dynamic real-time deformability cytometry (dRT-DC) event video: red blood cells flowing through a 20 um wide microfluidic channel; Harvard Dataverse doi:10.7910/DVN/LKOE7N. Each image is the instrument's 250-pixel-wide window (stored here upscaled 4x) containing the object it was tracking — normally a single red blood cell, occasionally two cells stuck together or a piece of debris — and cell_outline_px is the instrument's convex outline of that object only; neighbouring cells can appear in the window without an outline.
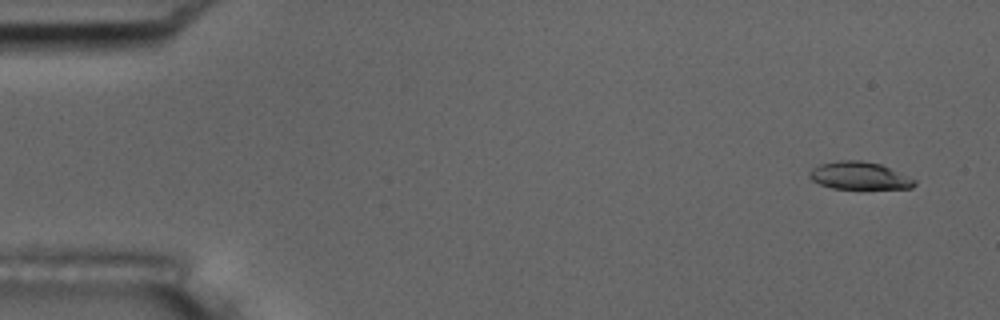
{"species": "common noctule bat (a hibernating species)", "species_latin": "Nyctalus noctula", "temperature_condition": "room temperature", "stored_images_in_passage": 56, "camera_frame_rate_fps": 3000, "um_per_image_px": 0.085, "animal": {"sex": "male", "body_mass_g": 17.5, "forearm_length_mm": 52.3}, "frame": {"image": 1, "passage_image": 3, "time_ms": 0.667, "image_size_px": [1000, 320], "cell_outline_px": [[916, 184], [912, 188], [832, 188], [820, 184], [812, 180], [808, 176], [808, 172], [812, 168], [820, 164], [836, 160], [860, 160], [880, 164], [916, 180]], "centroid_in_image_um": [73.0, 14.92], "position_along_channel_um": 12.0, "area_um2": 16.7}}
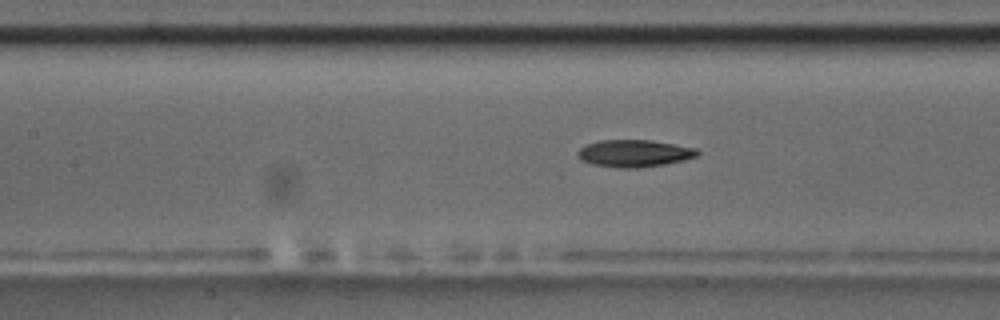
{"frame": {"image": 2, "passage_image": 25, "time_ms": 8.0, "image_size_px": [1000, 320], "cell_outline_px": [[700, 152], [696, 156], [684, 160], [664, 164], [636, 168], [620, 168], [592, 164], [580, 160], [576, 156], [576, 152], [584, 144], [600, 140], [652, 140], [676, 144], [696, 148]], "centroid_in_image_um": [53.87, 13.02], "position_along_channel_um": 153.5, "area_um2": 19.13}}
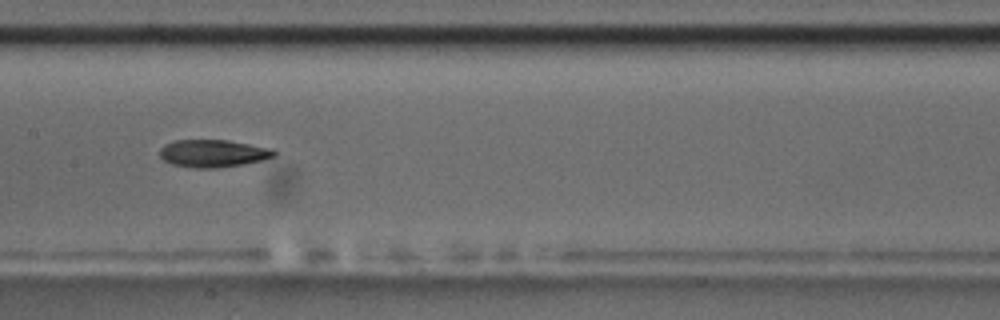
{"frame": {"image": 3, "passage_image": 28, "time_ms": 9.0, "image_size_px": [1000, 320], "cell_outline_px": [[276, 156], [264, 160], [244, 164], [216, 168], [196, 168], [172, 164], [164, 160], [160, 156], [160, 148], [164, 144], [172, 140], [228, 140], [272, 148], [276, 152]], "centroid_in_image_um": [18.13, 13.03], "position_along_channel_um": 189.3, "area_um2": 18.5}, "authors_computed_cell_mechanics": {"area_um2": 18.4671, "velocity_mm_per_s": 3.6215, "shape_relaxation_time_tau1_ms": 5.0365, "shape_relaxation_time_tau2_ms": 8.1839, "deformation_change_tau1": 0.1573, "deformation_change_tau2": 0.1809}}